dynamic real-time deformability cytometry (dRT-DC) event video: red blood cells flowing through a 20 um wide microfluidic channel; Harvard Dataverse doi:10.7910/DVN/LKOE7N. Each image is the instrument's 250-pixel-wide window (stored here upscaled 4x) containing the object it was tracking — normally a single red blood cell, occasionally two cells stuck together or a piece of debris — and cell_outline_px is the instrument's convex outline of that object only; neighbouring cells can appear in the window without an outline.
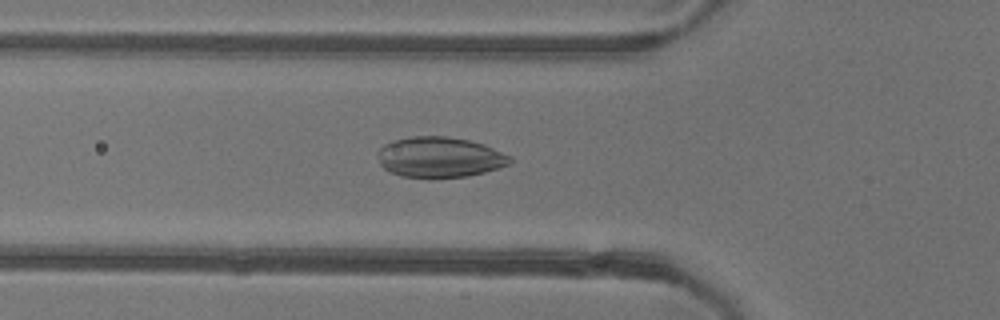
{"species": "common noctule bat (a hibernating species)", "species_latin": "Nyctalus noctula", "temperature_condition": "warm", "stored_images_in_passage": 39, "camera_frame_rate_fps": 3000, "um_per_image_px": 0.085, "animal": {"sex": "female"}, "frame": {"image": 1, "passage_image": 10, "time_ms": 3.0, "image_size_px": [1000, 320], "cell_outline_px": [[512, 160], [508, 164], [484, 172], [468, 176], [400, 176], [388, 172], [380, 164], [376, 152], [384, 144], [392, 140], [408, 136], [448, 136], [468, 140], [484, 144], [512, 156]], "centroid_in_image_um": [37.33, 13.33], "position_along_channel_um": 88.5, "area_um2": 31.04}}
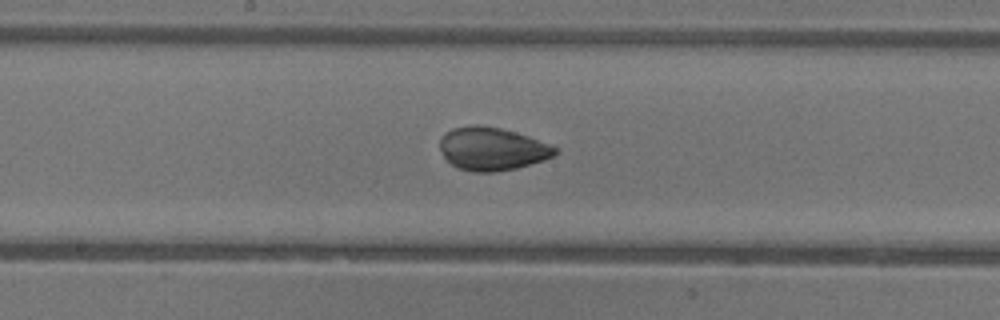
{"frame": {"image": 2, "passage_image": 19, "time_ms": 6.0, "image_size_px": [1000, 320], "cell_outline_px": [[560, 152], [544, 160], [516, 168], [496, 172], [472, 172], [456, 168], [444, 156], [440, 148], [440, 136], [444, 132], [452, 128], [472, 124], [480, 124], [500, 128], [516, 132], [528, 136], [560, 148]], "centroid_in_image_um": [41.82, 12.64], "position_along_channel_um": 206.4, "area_um2": 29.25}}
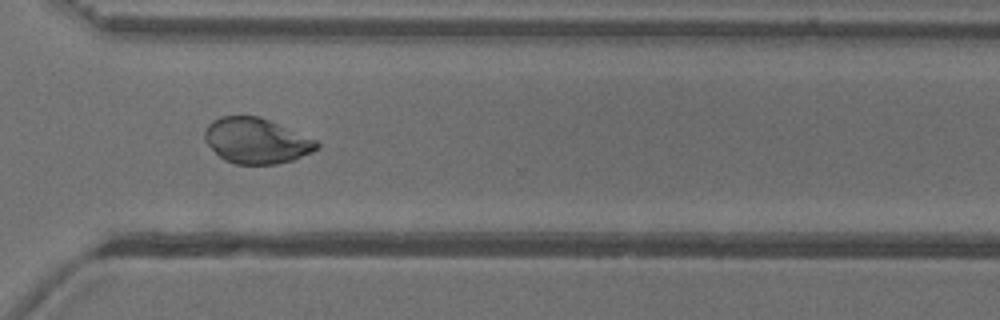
{"frame": {"image": 3, "passage_image": 30, "time_ms": 9.667, "image_size_px": [1000, 320], "cell_outline_px": [[320, 148], [312, 152], [292, 160], [276, 164], [236, 164], [224, 160], [204, 140], [204, 132], [208, 124], [212, 120], [220, 116], [260, 116], [316, 140], [320, 144]], "centroid_in_image_um": [21.78, 11.96], "position_along_channel_um": 348.8, "area_um2": 29.59}, "authors_computed_cell_mechanics": {"area_um2": 29.0734, "velocity_mm_per_s": 3.8962, "shape_relaxation_time_tau1_ms": 4.6982, "shape_relaxation_time_tau2_ms": null, "deformation_change_tau1": 0.0918, "deformation_change_tau2": null}}